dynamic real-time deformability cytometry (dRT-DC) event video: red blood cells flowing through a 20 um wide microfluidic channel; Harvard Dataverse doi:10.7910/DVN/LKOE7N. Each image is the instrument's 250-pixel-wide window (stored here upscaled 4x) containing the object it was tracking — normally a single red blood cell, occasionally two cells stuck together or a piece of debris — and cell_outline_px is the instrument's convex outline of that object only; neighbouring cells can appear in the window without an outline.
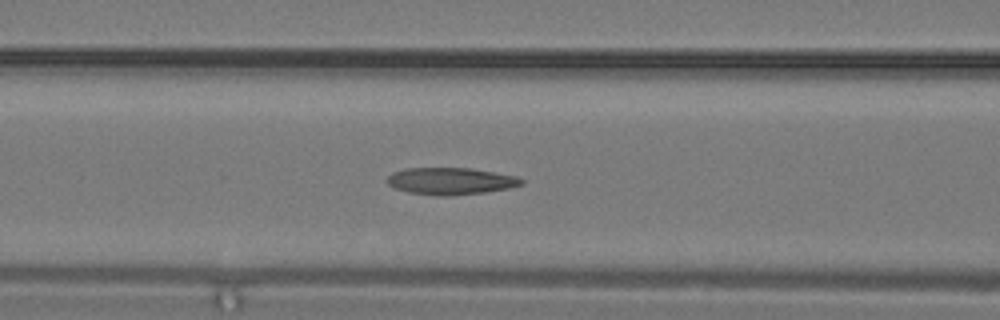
{"species": "common noctule bat (a hibernating species)", "species_latin": "Nyctalus noctula", "temperature_condition": "warm", "stored_images_in_passage": 14, "camera_frame_rate_fps": 3000, "um_per_image_px": 0.085, "animal": {"sex": "male", "body_mass_g": 19.2, "forearm_length_mm": 51.8}, "frame": {"image": 1, "passage_image": 12, "time_ms": 3.667, "image_size_px": [1000, 320], "cell_outline_px": [[524, 184], [508, 188], [484, 192], [448, 196], [440, 196], [408, 192], [396, 188], [388, 184], [388, 176], [392, 172], [404, 168], [472, 168], [516, 176], [524, 180]], "centroid_in_image_um": [38.31, 15.38], "position_along_channel_um": 128.3, "area_um2": 21.04}}
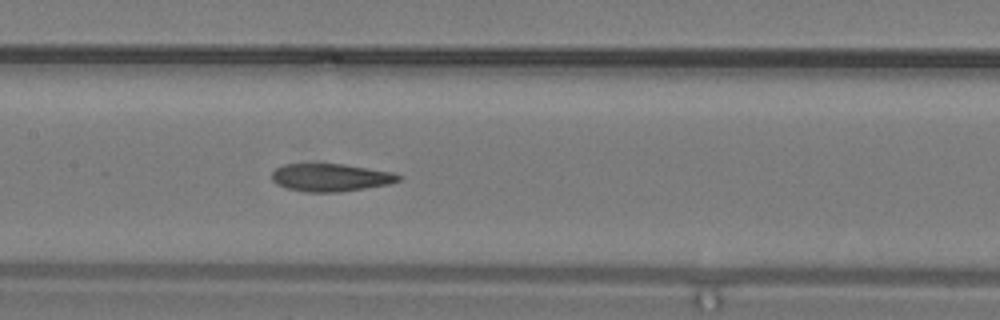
{"frame": {"image": 2, "passage_image": 14, "time_ms": 4.333, "image_size_px": [1000, 320], "cell_outline_px": [[400, 180], [388, 184], [340, 192], [308, 192], [288, 188], [276, 184], [272, 180], [272, 172], [276, 168], [284, 164], [344, 164], [396, 172], [400, 176]], "centroid_in_image_um": [28.12, 15.08], "position_along_channel_um": 179.3, "area_um2": 20.46}}